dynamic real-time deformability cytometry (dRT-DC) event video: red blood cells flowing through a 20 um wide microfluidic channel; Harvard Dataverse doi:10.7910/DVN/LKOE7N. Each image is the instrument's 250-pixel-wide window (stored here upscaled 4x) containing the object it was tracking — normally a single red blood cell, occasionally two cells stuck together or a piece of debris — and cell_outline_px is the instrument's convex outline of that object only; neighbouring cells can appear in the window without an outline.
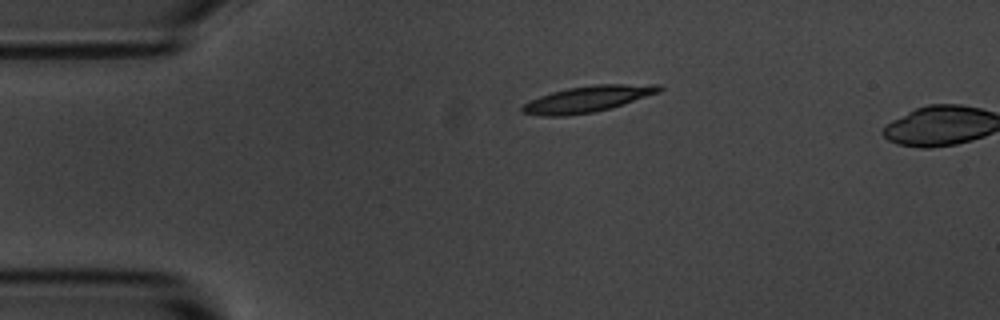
{"species": "common noctule bat (a hibernating species)", "species_latin": "Nyctalus noctula", "temperature_condition": "room temperature", "stored_images_in_passage": 3, "segment_of_instrument_passage": [1, 2], "camera_frame_rate_fps": 3000, "um_per_image_px": 0.085, "animal": {"sex": "male", "body_mass_g": 20.1, "forearm_length_mm": 53.5}, "frame": {"image": 1, "passage_image": 1, "time_ms": 0.0, "image_size_px": [1000, 320], "cell_outline_px": [[664, 88], [660, 92], [608, 108], [592, 112], [568, 116], [540, 116], [520, 112], [520, 108], [524, 104], [540, 96], [552, 92], [568, 88], [596, 84], [660, 84]], "centroid_in_image_um": [49.93, 8.41], "position_along_channel_um": 35.1, "area_um2": 20.69}}